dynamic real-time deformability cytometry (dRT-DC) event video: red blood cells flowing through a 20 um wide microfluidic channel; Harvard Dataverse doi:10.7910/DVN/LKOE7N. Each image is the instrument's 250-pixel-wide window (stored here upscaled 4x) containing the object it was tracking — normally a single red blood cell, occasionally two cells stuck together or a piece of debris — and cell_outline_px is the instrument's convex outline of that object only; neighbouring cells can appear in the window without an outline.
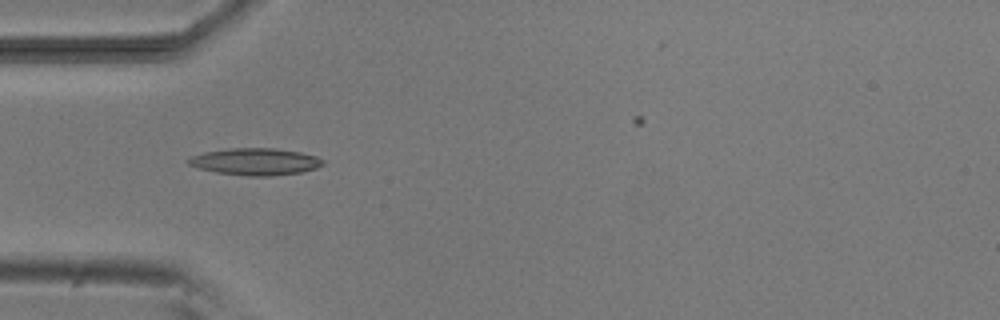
{"species": "common noctule bat (a hibernating species)", "species_latin": "Nyctalus noctula", "temperature_condition": "room temperature", "stored_images_in_passage": 6, "camera_frame_rate_fps": 3000, "um_per_image_px": 0.085, "animal": {"sex": "male", "body_mass_g": 20.5, "forearm_length_mm": 52.5}, "frame": {"image": 1, "passage_image": 4, "time_ms": 4.333, "image_size_px": [1000, 320], "cell_outline_px": [[324, 164], [316, 168], [300, 172], [272, 176], [248, 176], [216, 172], [200, 168], [188, 164], [184, 160], [192, 156], [204, 152], [228, 148], [276, 148], [300, 152], [316, 156], [324, 160]], "centroid_in_image_um": [21.7, 13.73], "position_along_channel_um": 63.3, "area_um2": 21.15}}
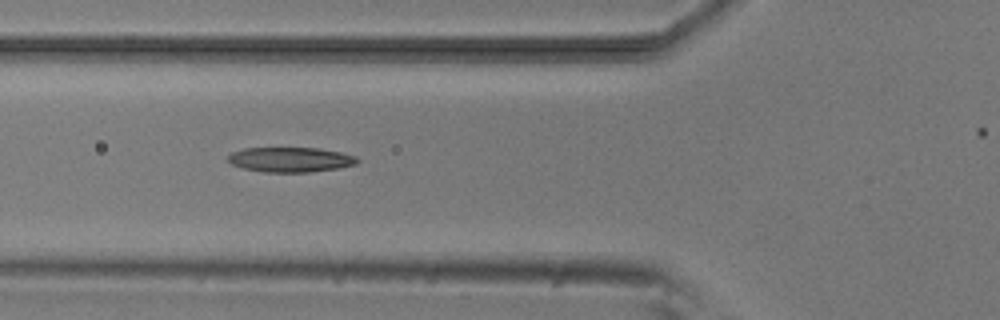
{"frame": {"image": 2, "passage_image": 5, "time_ms": 5.333, "image_size_px": [1000, 320], "cell_outline_px": [[360, 160], [356, 164], [340, 168], [308, 172], [264, 172], [244, 168], [232, 164], [228, 160], [228, 156], [232, 152], [244, 148], [320, 148], [340, 152], [356, 156]], "centroid_in_image_um": [24.72, 13.56], "position_along_channel_um": 101.1, "area_um2": 18.73}}
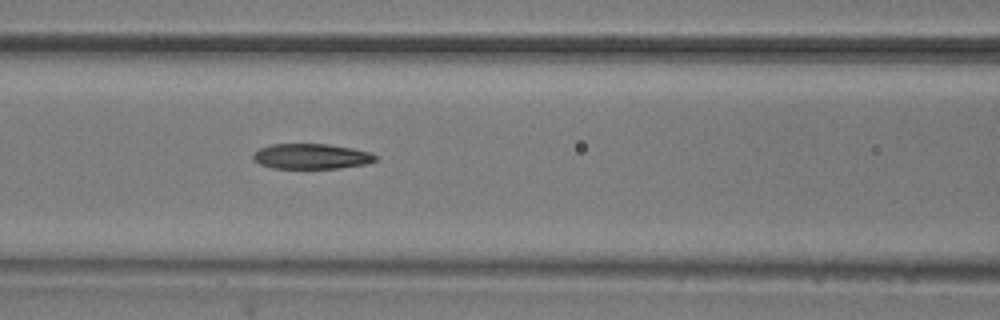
{"frame": {"image": 3, "passage_image": 6, "time_ms": 6.333, "image_size_px": [1000, 320], "cell_outline_px": [[376, 160], [368, 164], [340, 168], [272, 168], [260, 164], [252, 160], [252, 152], [260, 148], [272, 144], [328, 144], [352, 148], [368, 152], [376, 156]], "centroid_in_image_um": [26.42, 13.29], "position_along_channel_um": 140.2, "area_um2": 18.09}}